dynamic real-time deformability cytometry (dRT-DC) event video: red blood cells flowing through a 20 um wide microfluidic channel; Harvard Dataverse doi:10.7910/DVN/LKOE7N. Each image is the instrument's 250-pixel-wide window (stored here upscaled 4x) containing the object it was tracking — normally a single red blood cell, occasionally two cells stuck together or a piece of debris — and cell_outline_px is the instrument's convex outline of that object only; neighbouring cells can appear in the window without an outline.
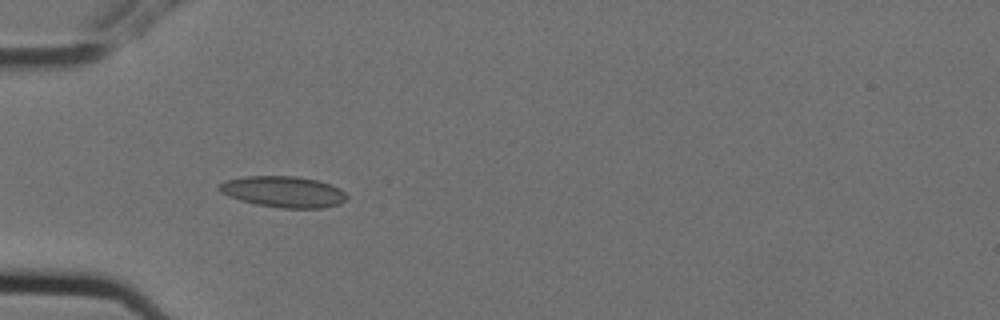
{"species": "Egyptian fruit bat (a non-hibernating species)", "species_latin": "Rousettus aegyptiacus", "temperature_condition": "cold", "stored_images_in_passage": 7, "camera_frame_rate_fps": 3000, "um_per_image_px": 0.085, "animal": {"sex": "female"}, "frame": {"image": 1, "passage_image": 6, "time_ms": 1.667, "image_size_px": [1000, 320], "cell_outline_px": [[348, 196], [340, 204], [324, 208], [280, 208], [256, 204], [240, 200], [228, 196], [220, 192], [216, 188], [216, 184], [224, 180], [244, 176], [296, 176], [316, 180], [340, 188]], "centroid_in_image_um": [24.03, 16.3], "position_along_channel_um": 61.0, "area_um2": 23.35}}
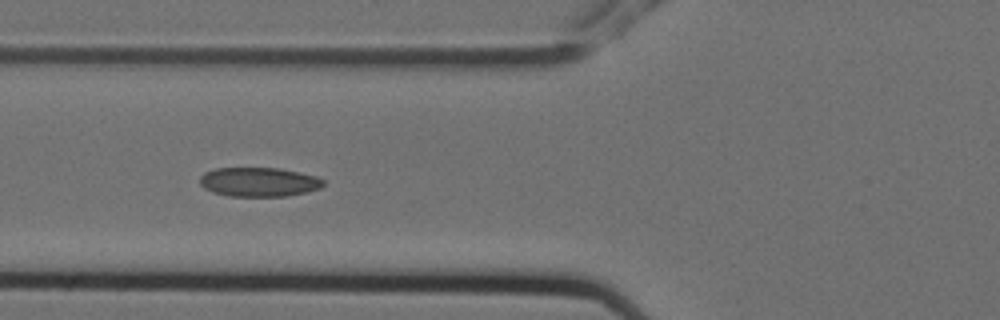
{"frame": {"image": 2, "passage_image": 7, "time_ms": 2.0, "image_size_px": [1000, 320], "cell_outline_px": [[324, 184], [320, 188], [308, 192], [288, 196], [228, 196], [212, 192], [204, 188], [200, 184], [200, 176], [204, 172], [216, 168], [280, 168], [316, 176], [324, 180]], "centroid_in_image_um": [22.0, 15.47], "position_along_channel_um": 103.8, "area_um2": 21.15}}